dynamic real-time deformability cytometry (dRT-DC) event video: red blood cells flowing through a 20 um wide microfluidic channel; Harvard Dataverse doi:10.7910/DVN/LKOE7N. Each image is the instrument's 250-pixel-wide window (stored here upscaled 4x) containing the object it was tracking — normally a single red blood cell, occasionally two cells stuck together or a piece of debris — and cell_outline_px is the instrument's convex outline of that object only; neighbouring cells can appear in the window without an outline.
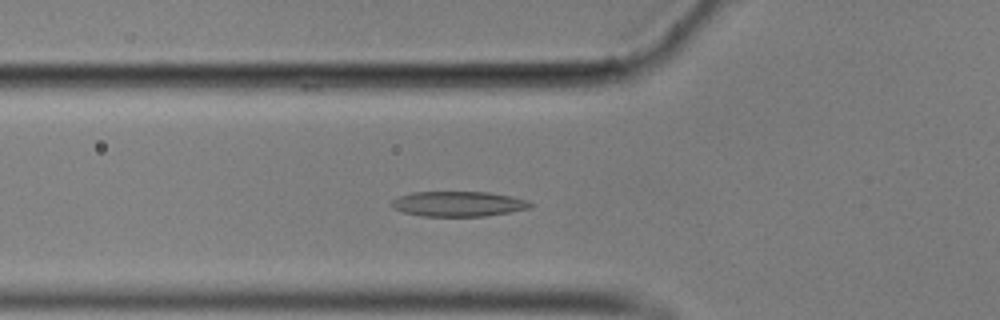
{"species": "common noctule bat (a hibernating species)", "species_latin": "Nyctalus noctula", "temperature_condition": "cold", "stored_images_in_passage": 57, "segment_of_instrument_passage": [1, 2], "camera_frame_rate_fps": 3000, "um_per_image_px": 0.085, "animal": {"sex": "male", "body_mass_g": 17.9}, "frame": {"image": 1, "passage_image": 19, "time_ms": 6.0, "image_size_px": [1000, 320], "cell_outline_px": [[532, 204], [528, 208], [488, 216], [420, 216], [404, 212], [392, 208], [388, 204], [396, 196], [412, 192], [488, 192], [512, 196], [528, 200]], "centroid_in_image_um": [38.89, 17.32], "position_along_channel_um": 86.9, "area_um2": 20.46}}
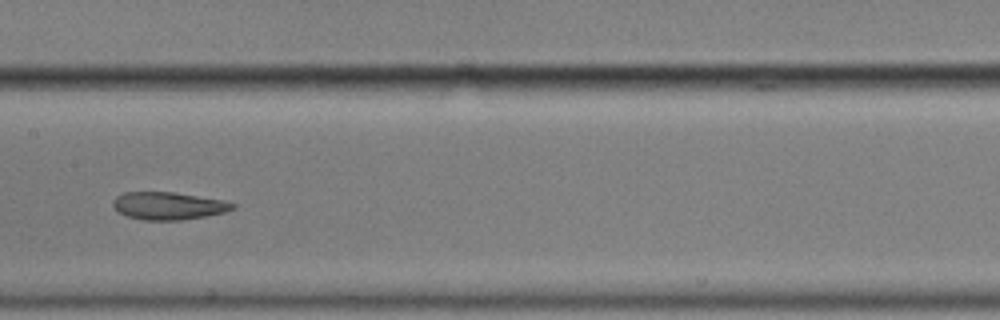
{"frame": {"image": 2, "passage_image": 28, "time_ms": 9.0, "image_size_px": [1000, 320], "cell_outline_px": [[236, 208], [224, 212], [204, 216], [180, 220], [144, 220], [124, 216], [116, 212], [112, 204], [112, 200], [116, 196], [124, 192], [172, 192], [224, 200], [236, 204]], "centroid_in_image_um": [14.26, 17.49], "position_along_channel_um": 193.1, "area_um2": 19.36}}
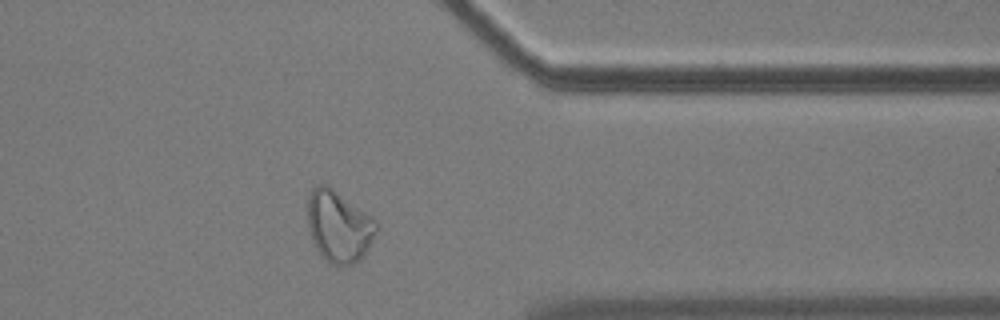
{"frame": {"image": 3, "passage_image": 45, "time_ms": 14.667, "image_size_px": [1000, 320], "cell_outline_px": [[380, 228], [364, 256], [352, 264], [332, 264], [316, 248], [312, 240], [308, 224], [308, 196], [312, 188], [316, 184], [328, 184], [372, 216], [376, 220]], "centroid_in_image_um": [28.83, 19.19], "position_along_channel_um": 382.6, "area_um2": 28.78}}